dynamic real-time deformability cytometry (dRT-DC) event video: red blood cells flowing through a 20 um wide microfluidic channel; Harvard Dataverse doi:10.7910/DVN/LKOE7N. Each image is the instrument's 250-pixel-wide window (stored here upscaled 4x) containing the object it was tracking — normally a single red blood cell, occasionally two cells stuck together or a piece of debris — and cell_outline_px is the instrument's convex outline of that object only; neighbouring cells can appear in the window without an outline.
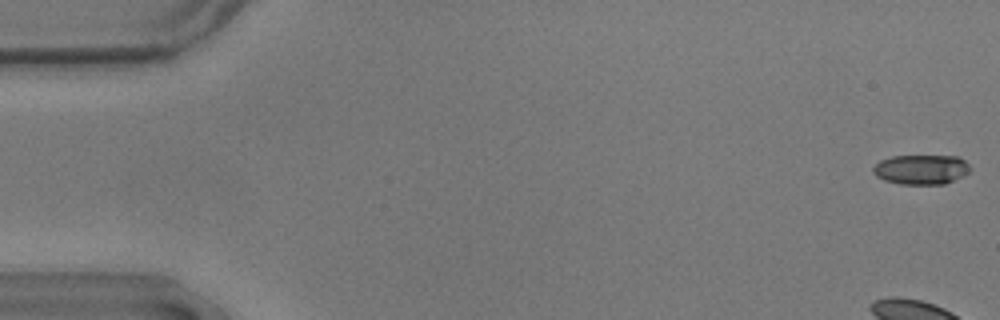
{"species": "common noctule bat (a hibernating species)", "species_latin": "Nyctalus noctula", "temperature_condition": "warm", "stored_images_in_passage": 57, "camera_frame_rate_fps": 3000, "um_per_image_px": 0.085, "animal": {"sex": "male", "body_mass_g": 17.9}, "frame": {"image": 1, "passage_image": 1, "time_ms": 0.0, "image_size_px": [1000, 320], "cell_outline_px": [[972, 168], [968, 172], [944, 184], [900, 184], [884, 180], [876, 176], [872, 172], [872, 168], [880, 160], [892, 156], [960, 156]], "centroid_in_image_um": [78.28, 14.4], "position_along_channel_um": 6.7, "area_um2": 16.76}, "authors_computed_cell_mechanics": {"area_um2": 18.785, "velocity_mm_per_s": 3.5484, "shape_relaxation_time_tau1_ms": 2.2846, "shape_relaxation_time_tau2_ms": 1.7026, "deformation_change_tau1": 0.1942, "deformation_change_tau2": 0.0915}}